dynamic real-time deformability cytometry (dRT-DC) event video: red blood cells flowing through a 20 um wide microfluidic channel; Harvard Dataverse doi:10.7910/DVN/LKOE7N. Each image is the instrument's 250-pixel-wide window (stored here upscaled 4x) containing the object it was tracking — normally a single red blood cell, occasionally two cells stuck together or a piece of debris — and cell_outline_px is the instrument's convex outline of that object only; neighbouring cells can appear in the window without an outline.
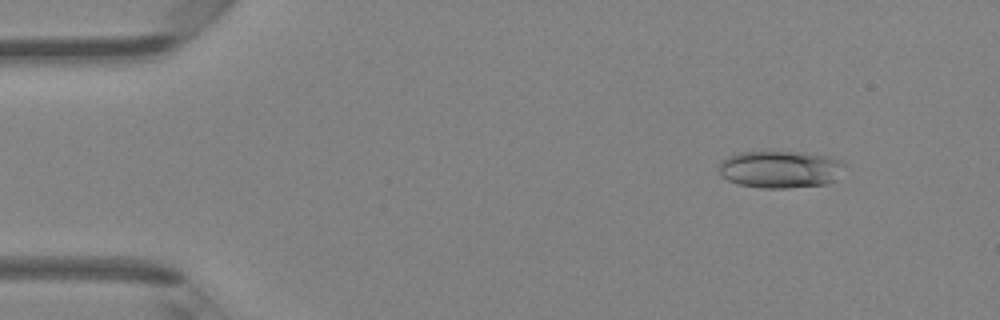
{"species": "Egyptian fruit bat (a non-hibernating species)", "species_latin": "Rousettus aegyptiacus", "temperature_condition": "room temperature", "stored_images_in_passage": 47, "camera_frame_rate_fps": 3000, "um_per_image_px": 0.085, "animal": {"sex": "female"}, "frame": {"image": 1, "passage_image": 5, "time_ms": 1.333, "image_size_px": [1000, 320], "cell_outline_px": [[844, 164], [832, 180], [824, 184], [788, 188], [760, 188], [740, 184], [728, 180], [720, 176], [720, 160], [736, 152], [764, 148], [808, 152], [828, 156], [840, 160]], "centroid_in_image_um": [66.21, 14.32], "position_along_channel_um": 18.8, "area_um2": 28.09}}
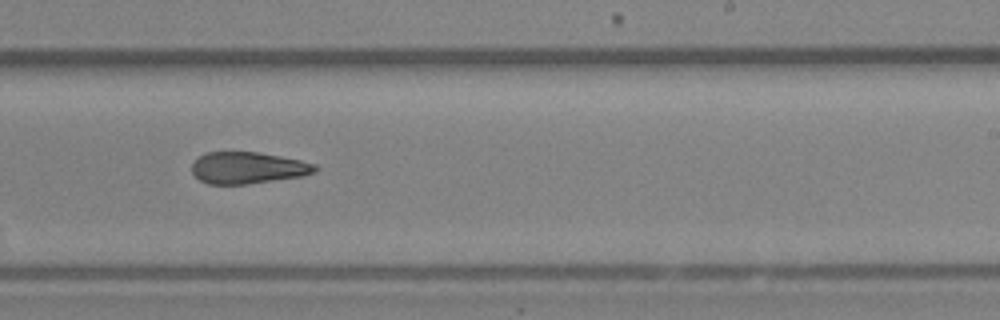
{"frame": {"image": 2, "passage_image": 29, "time_ms": 9.333, "image_size_px": [1000, 320], "cell_outline_px": [[320, 168], [316, 172], [304, 176], [244, 184], [208, 184], [200, 180], [192, 172], [192, 164], [200, 156], [208, 152], [256, 152], [280, 156], [300, 160], [316, 164]], "centroid_in_image_um": [21.11, 14.27], "position_along_channel_um": 267.9, "area_um2": 22.66}}
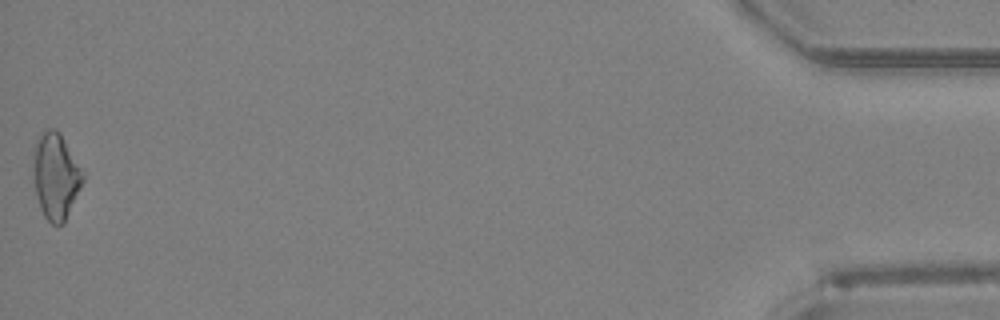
{"frame": {"image": 3, "passage_image": 47, "time_ms": 15.333, "image_size_px": [1000, 320], "cell_outline_px": [[84, 180], [64, 224], [52, 224], [44, 216], [40, 208], [36, 196], [32, 168], [32, 152], [36, 140], [40, 132], [48, 128], [56, 128], [60, 132], [84, 172]], "centroid_in_image_um": [4.72, 14.93], "position_along_channel_um": 430.5, "area_um2": 25.37}, "authors_computed_cell_mechanics": {"area_um2": 24.1026, "velocity_mm_per_s": 4.3045, "shape_relaxation_time_tau1_ms": 9.8154, "shape_relaxation_time_tau2_ms": 3.8502, "deformation_change_tau1": 0.204, "deformation_change_tau2": 0.1478}}